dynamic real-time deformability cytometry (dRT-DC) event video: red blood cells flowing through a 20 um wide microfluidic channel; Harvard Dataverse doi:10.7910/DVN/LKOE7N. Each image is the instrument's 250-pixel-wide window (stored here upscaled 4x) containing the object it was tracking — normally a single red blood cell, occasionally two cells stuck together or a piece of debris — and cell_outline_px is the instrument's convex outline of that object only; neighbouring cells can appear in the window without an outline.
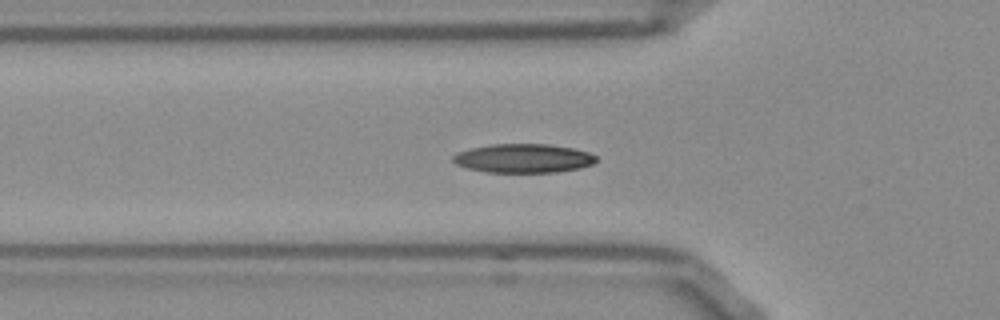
{"species": "Egyptian fruit bat (a non-hibernating species)", "species_latin": "Rousettus aegyptiacus", "temperature_condition": "room temperature", "stored_images_in_passage": 52, "segment_of_instrument_passage": [1, 2], "camera_frame_rate_fps": 3000, "um_per_image_px": 0.085, "frame": {"image": 1, "passage_image": 16, "time_ms": 5.0, "image_size_px": [1000, 320], "cell_outline_px": [[596, 160], [592, 164], [580, 168], [556, 172], [484, 172], [468, 168], [456, 164], [452, 160], [452, 156], [456, 152], [472, 148], [492, 144], [548, 144], [572, 148], [588, 152], [596, 156]], "centroid_in_image_um": [44.46, 13.46], "position_along_channel_um": 81.3, "area_um2": 24.04}}
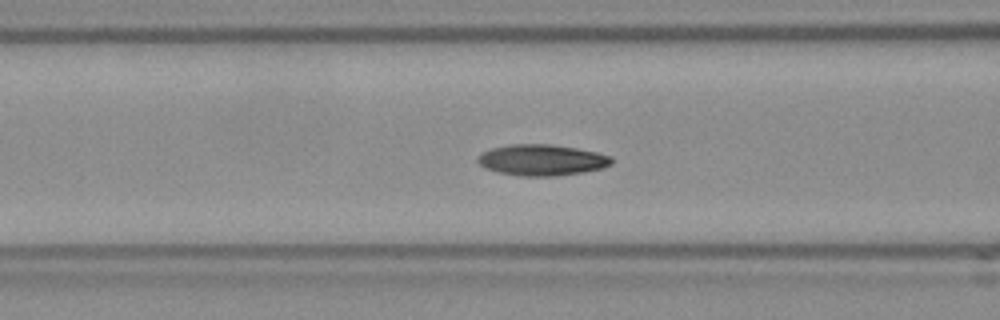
{"frame": {"image": 2, "passage_image": 19, "time_ms": 6.0, "image_size_px": [1000, 320], "cell_outline_px": [[612, 164], [600, 168], [580, 172], [552, 176], [520, 176], [500, 172], [484, 168], [476, 160], [484, 152], [492, 148], [512, 144], [552, 144], [576, 148], [596, 152], [612, 156]], "centroid_in_image_um": [46.06, 13.59], "position_along_channel_um": 120.5, "area_um2": 23.93}}
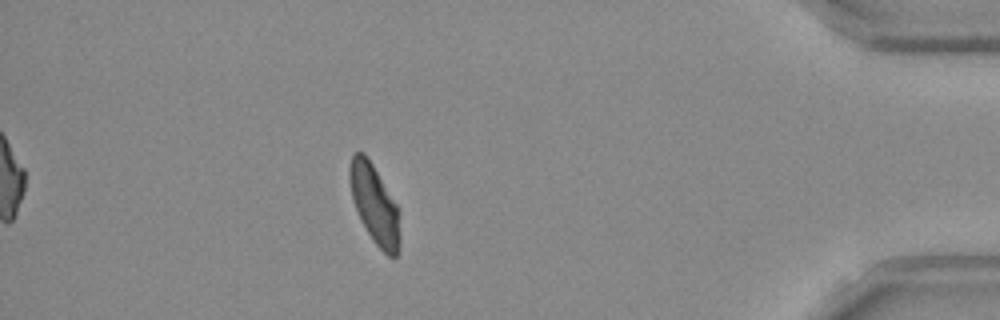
{"frame": {"image": 3, "passage_image": 45, "time_ms": 14.667, "image_size_px": [1000, 320], "cell_outline_px": [[400, 244], [396, 256], [388, 256], [372, 240], [356, 208], [352, 196], [348, 176], [348, 168], [352, 156], [356, 152], [364, 152], [372, 164], [396, 204], [400, 236]], "centroid_in_image_um": [31.82, 17.35], "position_along_channel_um": 403.4, "area_um2": 22.48}}